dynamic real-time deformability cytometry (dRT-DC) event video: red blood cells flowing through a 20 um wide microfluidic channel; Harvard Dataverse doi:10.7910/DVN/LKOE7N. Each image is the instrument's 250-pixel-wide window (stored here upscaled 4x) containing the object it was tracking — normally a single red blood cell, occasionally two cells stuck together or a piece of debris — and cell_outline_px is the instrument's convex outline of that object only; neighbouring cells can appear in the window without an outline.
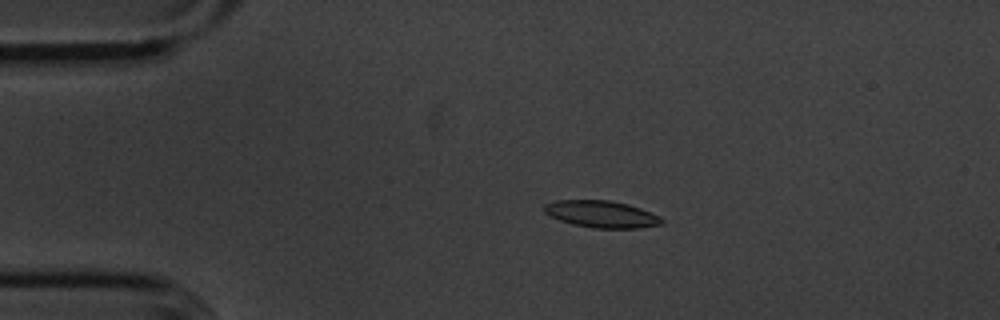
{"species": "common noctule bat (a hibernating species)", "species_latin": "Nyctalus noctula", "temperature_condition": "cold", "stored_images_in_passage": 55, "camera_frame_rate_fps": 3000, "um_per_image_px": 0.085, "animal": {"sex": "male", "body_mass_g": 20.1, "forearm_length_mm": 53.5}, "frame": {"image": 1, "passage_image": 11, "time_ms": 3.333, "image_size_px": [1000, 320], "cell_outline_px": [[664, 224], [636, 228], [592, 228], [572, 224], [560, 220], [544, 212], [544, 204], [556, 200], [612, 200], [628, 204], [640, 208], [660, 216], [664, 220]], "centroid_in_image_um": [51.15, 18.2], "position_along_channel_um": 33.9, "area_um2": 18.5}}
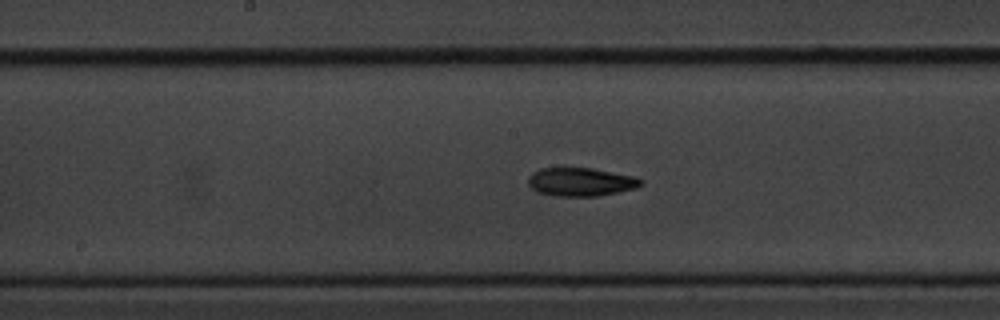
{"frame": {"image": 2, "passage_image": 28, "time_ms": 9.0, "image_size_px": [1000, 320], "cell_outline_px": [[644, 184], [636, 188], [596, 196], [556, 196], [540, 192], [532, 188], [528, 184], [528, 176], [532, 172], [540, 168], [592, 168], [632, 176], [644, 180]], "centroid_in_image_um": [49.36, 15.45], "position_along_channel_um": 198.8, "area_um2": 18.55}}
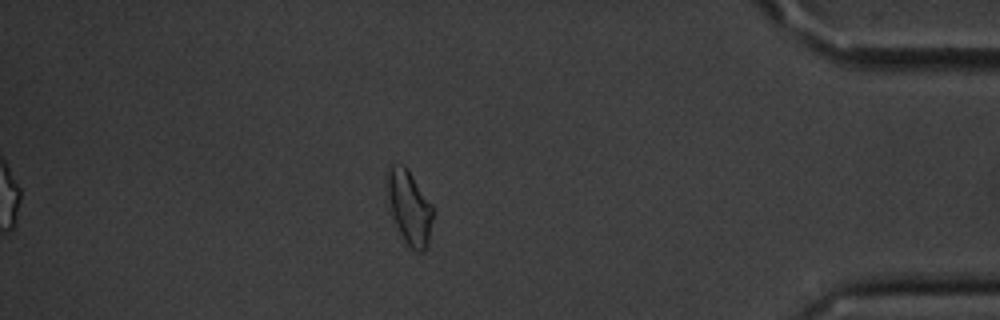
{"frame": {"image": 3, "passage_image": 48, "time_ms": 15.667, "image_size_px": [1000, 320], "cell_outline_px": [[436, 212], [428, 244], [424, 252], [416, 252], [404, 240], [388, 212], [384, 188], [388, 168], [392, 164], [404, 164], [408, 168], [432, 204]], "centroid_in_image_um": [34.77, 17.6], "position_along_channel_um": 400.4, "area_um2": 20.92}, "authors_computed_cell_mechanics": {"area_um2": 18.3804, "velocity_mm_per_s": 3.5976, "shape_relaxation_time_tau1_ms": 4.9144, "shape_relaxation_time_tau2_ms": null, "deformation_change_tau1": 0.1207, "deformation_change_tau2": null}}